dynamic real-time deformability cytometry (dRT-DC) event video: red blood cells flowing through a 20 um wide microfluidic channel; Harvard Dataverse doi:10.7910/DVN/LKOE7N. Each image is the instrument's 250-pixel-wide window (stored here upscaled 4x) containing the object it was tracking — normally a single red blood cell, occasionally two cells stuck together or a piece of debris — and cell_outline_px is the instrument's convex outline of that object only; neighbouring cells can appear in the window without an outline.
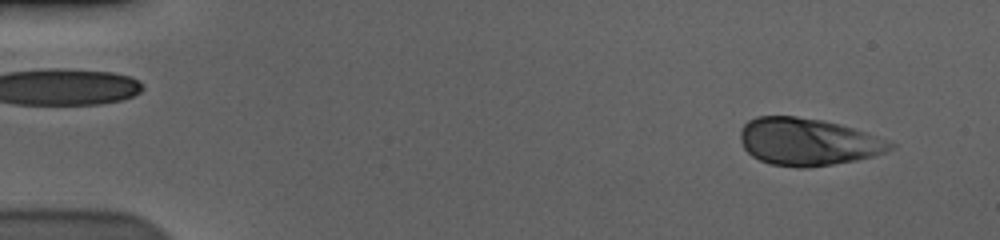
{"species": "human", "species_latin": "Homo sapiens", "temperature_condition": "cold", "stored_images_in_passage": 57, "camera_frame_rate_fps": 3000, "um_per_image_px": 0.085, "donor": {"sex": "male"}, "frame": {"image": 1, "passage_image": 4, "time_ms": 1.0, "image_size_px": [1000, 240], "cell_outline_px": [[896, 148], [872, 156], [856, 160], [832, 164], [804, 168], [800, 168], [772, 164], [760, 160], [752, 156], [744, 148], [740, 140], [740, 132], [744, 124], [748, 120], [756, 116], [796, 116], [824, 120], [840, 124], [876, 136], [896, 144]], "centroid_in_image_um": [68.65, 12.04], "position_along_channel_um": 16.4, "area_um2": 41.27}}
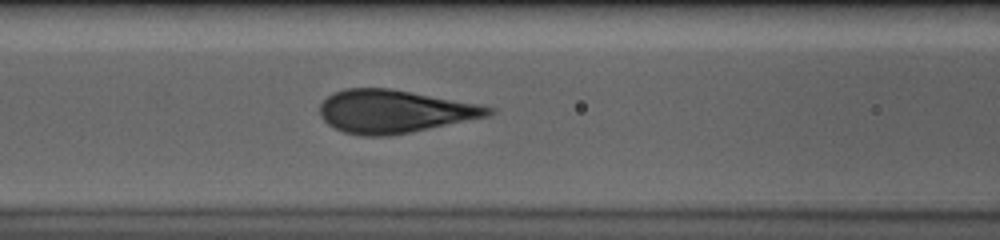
{"frame": {"image": 2, "passage_image": 24, "time_ms": 7.667, "image_size_px": [1000, 240], "cell_outline_px": [[496, 112], [488, 116], [412, 132], [388, 136], [360, 136], [344, 132], [328, 124], [320, 116], [320, 104], [332, 92], [344, 88], [388, 88], [480, 104], [496, 108]], "centroid_in_image_um": [33.51, 9.47], "position_along_channel_um": 133.1, "area_um2": 42.31}}
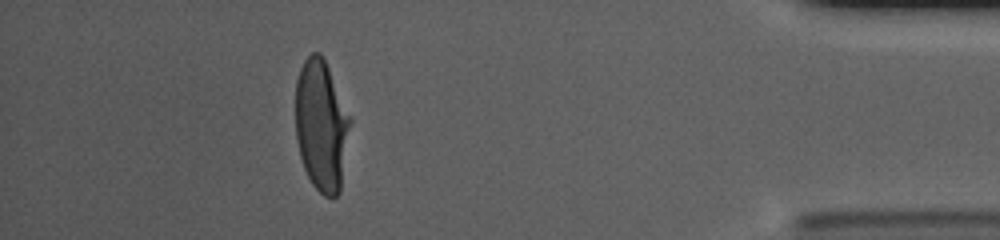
{"frame": {"image": 3, "passage_image": 51, "time_ms": 16.667, "image_size_px": [1000, 240], "cell_outline_px": [[352, 120], [340, 192], [332, 200], [324, 196], [312, 184], [304, 168], [300, 156], [296, 140], [296, 80], [300, 68], [304, 60], [312, 52], [320, 52], [328, 68]], "centroid_in_image_um": [27.32, 10.7], "position_along_channel_um": 407.9, "area_um2": 41.91}, "authors_computed_cell_mechanics": {"area_um2": 42.4252, "velocity_mm_per_s": 3.5804, "shape_relaxation_time_tau1_ms": 3.3869, "shape_relaxation_time_tau2_ms": null, "deformation_change_tau1": 0.1775, "deformation_change_tau2": null}}